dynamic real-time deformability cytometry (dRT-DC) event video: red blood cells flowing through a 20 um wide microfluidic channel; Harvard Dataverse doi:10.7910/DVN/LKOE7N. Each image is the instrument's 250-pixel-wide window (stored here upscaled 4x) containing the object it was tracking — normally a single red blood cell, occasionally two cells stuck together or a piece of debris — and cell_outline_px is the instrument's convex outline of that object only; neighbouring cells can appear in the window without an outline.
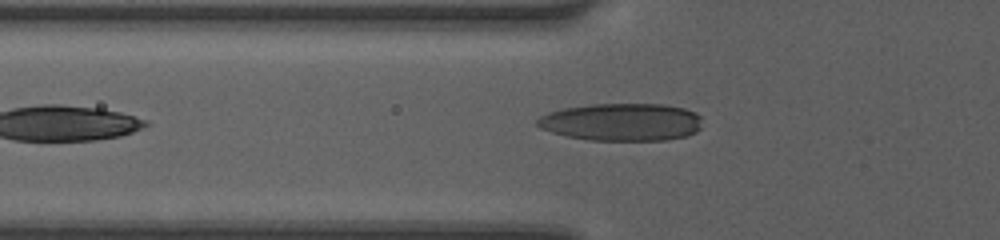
{"species": "human", "species_latin": "Homo sapiens", "temperature_condition": "room temperature", "stored_images_in_passage": 34, "camera_frame_rate_fps": 3000, "um_per_image_px": 0.085, "donor": {"sex": "female"}, "frame": {"image": 1, "passage_image": 2, "time_ms": 0.333, "image_size_px": [1000, 240], "cell_outline_px": [[700, 128], [696, 132], [684, 136], [664, 140], [588, 140], [568, 136], [552, 132], [540, 128], [536, 124], [536, 120], [540, 116], [548, 112], [564, 108], [588, 104], [664, 104], [684, 108], [696, 112], [700, 116]], "centroid_in_image_um": [52.83, 10.36], "position_along_channel_um": 73.0, "area_um2": 36.18}}
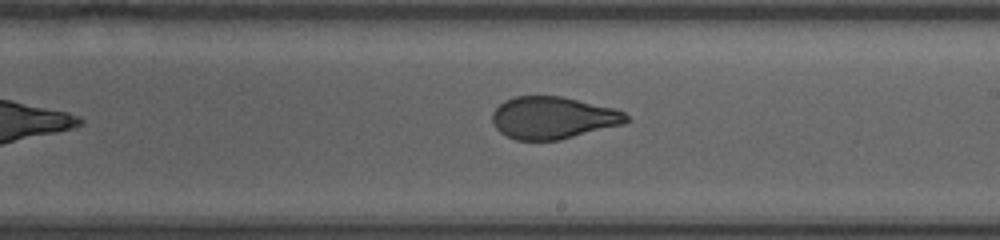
{"frame": {"image": 2, "passage_image": 14, "time_ms": 4.333, "image_size_px": [1000, 240], "cell_outline_px": [[632, 120], [624, 124], [560, 140], [516, 140], [500, 132], [496, 128], [492, 120], [492, 112], [504, 100], [516, 96], [560, 96], [612, 108], [624, 112]], "centroid_in_image_um": [47.01, 10.02], "position_along_channel_um": 242.0, "area_um2": 32.89}}
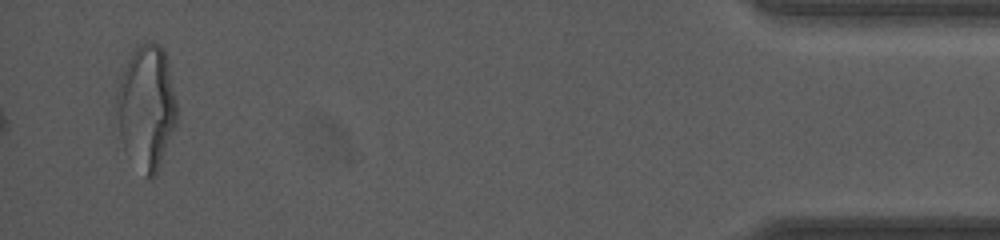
{"frame": {"image": 3, "passage_image": 32, "time_ms": 10.333, "image_size_px": [1000, 240], "cell_outline_px": [[176, 124], [160, 164], [152, 180], [148, 180], [144, 176], [124, 148], [120, 136], [116, 108], [116, 92], [120, 76], [128, 60], [140, 40], [160, 44], [164, 48], [168, 60], [176, 104]], "centroid_in_image_um": [12.44, 9.07], "position_along_channel_um": 422.8, "area_um2": 43.58}}